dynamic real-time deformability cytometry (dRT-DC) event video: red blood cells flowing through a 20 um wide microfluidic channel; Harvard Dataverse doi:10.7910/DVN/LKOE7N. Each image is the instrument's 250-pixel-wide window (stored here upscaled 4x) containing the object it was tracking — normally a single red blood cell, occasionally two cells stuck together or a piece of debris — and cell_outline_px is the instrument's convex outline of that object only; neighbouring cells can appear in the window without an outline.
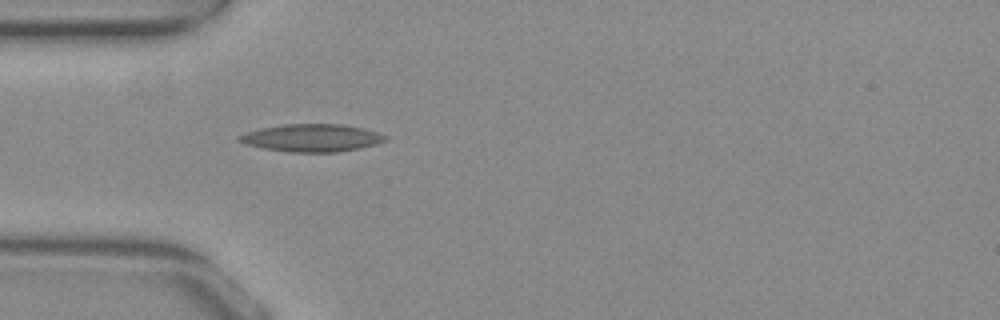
{"species": "common noctule bat (a hibernating species)", "species_latin": "Nyctalus noctula", "temperature_condition": "warm", "stored_images_in_passage": 7, "camera_frame_rate_fps": 3000, "um_per_image_px": 0.085, "animal": {"sex": "female", "body_mass_g": 29.2, "forearm_length_mm": 56.3}, "frame": {"image": 1, "passage_image": 4, "time_ms": 1.0, "image_size_px": [1000, 320], "cell_outline_px": [[388, 140], [376, 144], [360, 148], [336, 152], [288, 152], [264, 148], [248, 144], [236, 140], [236, 136], [244, 132], [260, 128], [284, 124], [344, 124], [364, 128], [388, 136]], "centroid_in_image_um": [26.5, 11.71], "position_along_channel_um": 58.5, "area_um2": 23.64}}
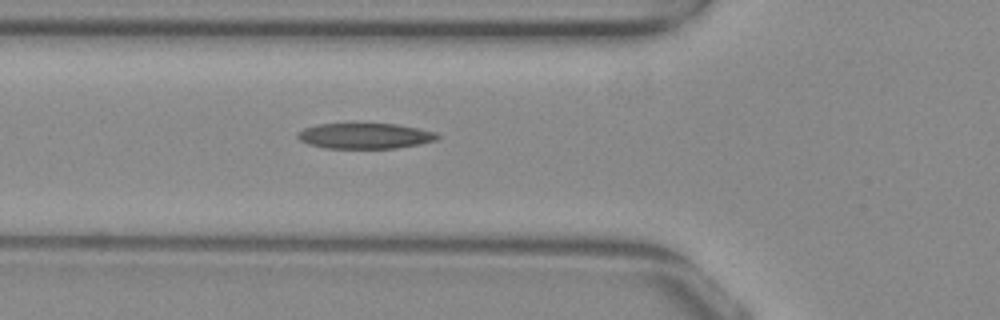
{"frame": {"image": 2, "passage_image": 7, "time_ms": 2.0, "image_size_px": [1000, 320], "cell_outline_px": [[440, 136], [436, 140], [420, 144], [396, 148], [324, 148], [308, 144], [300, 140], [296, 136], [304, 128], [316, 124], [396, 124], [436, 132]], "centroid_in_image_um": [31.02, 11.55], "position_along_channel_um": 94.8, "area_um2": 20.69}}